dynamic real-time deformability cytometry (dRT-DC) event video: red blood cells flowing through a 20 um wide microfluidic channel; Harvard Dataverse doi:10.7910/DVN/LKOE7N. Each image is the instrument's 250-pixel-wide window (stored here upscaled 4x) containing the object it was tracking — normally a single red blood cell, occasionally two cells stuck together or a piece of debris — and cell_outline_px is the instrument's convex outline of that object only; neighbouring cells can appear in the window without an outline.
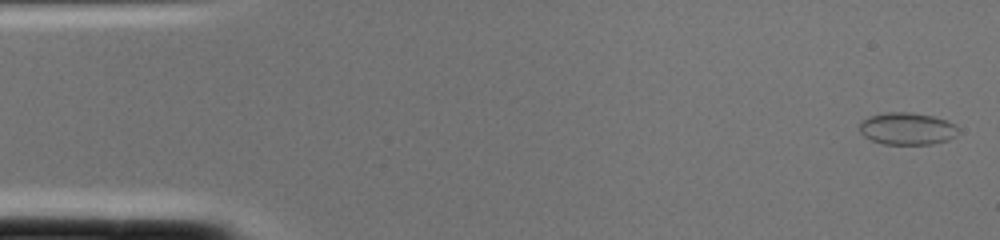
{"species": "common noctule bat (a hibernating species)", "species_latin": "Nyctalus noctula", "temperature_condition": "cold", "stored_images_in_passage": 2, "segment_of_instrument_passage": [2, 2], "camera_frame_rate_fps": 3000, "um_per_image_px": 0.085, "animal": {"sex": "female", "body_mass_g": 22.0, "forearm_length_mm": 56.7}, "frame": {"image": 1, "passage_image": 2, "time_ms": 0.333, "image_size_px": [1000, 240], "cell_outline_px": [[956, 136], [948, 140], [932, 144], [884, 144], [872, 140], [864, 136], [860, 132], [860, 124], [868, 116], [884, 112], [912, 112], [932, 116], [956, 124]], "centroid_in_image_um": [77.09, 10.93], "position_along_channel_um": 7.9, "area_um2": 18.44}}